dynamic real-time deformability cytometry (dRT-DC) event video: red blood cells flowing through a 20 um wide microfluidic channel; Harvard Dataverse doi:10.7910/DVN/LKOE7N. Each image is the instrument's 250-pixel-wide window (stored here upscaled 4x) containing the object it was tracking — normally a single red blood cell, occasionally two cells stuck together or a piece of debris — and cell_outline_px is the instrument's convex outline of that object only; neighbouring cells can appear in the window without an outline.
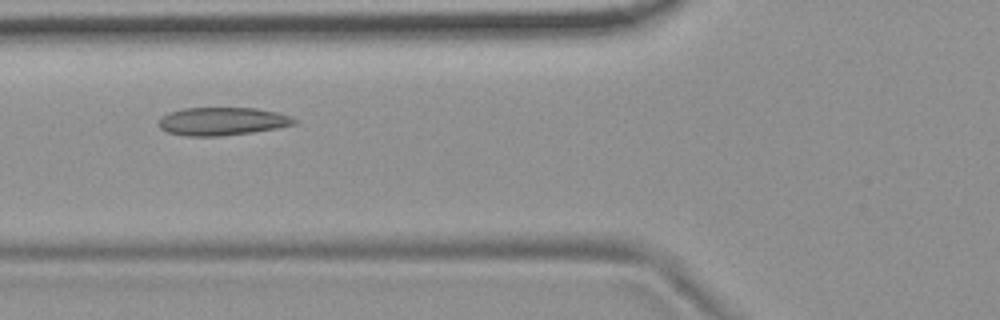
{"species": "common noctule bat (a hibernating species)", "species_latin": "Nyctalus noctula", "temperature_condition": "room temperature", "stored_images_in_passage": 33, "camera_frame_rate_fps": 3000, "um_per_image_px": 0.085, "animal": {"sex": "female", "body_mass_g": 19.9}, "frame": {"image": 1, "passage_image": 5, "time_ms": 1.333, "image_size_px": [1000, 320], "cell_outline_px": [[296, 124], [276, 128], [252, 132], [220, 136], [184, 136], [168, 132], [160, 128], [160, 120], [168, 112], [184, 108], [256, 108], [276, 112], [288, 116], [296, 120]], "centroid_in_image_um": [18.88, 10.31], "position_along_channel_um": 106.9, "area_um2": 21.91}}
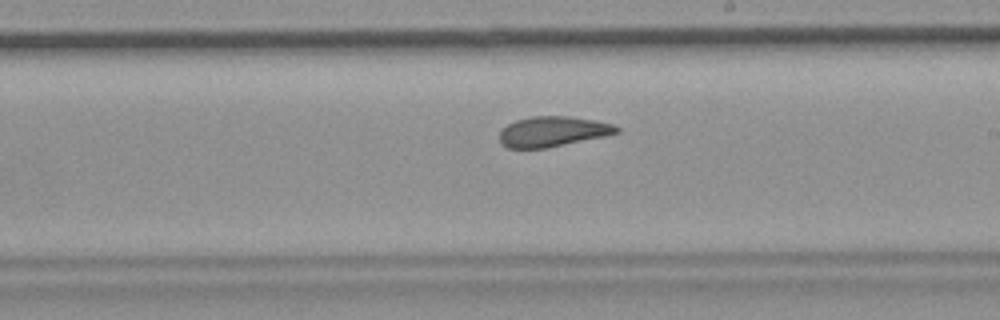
{"frame": {"image": 2, "passage_image": 16, "time_ms": 5.0, "image_size_px": [1000, 320], "cell_outline_px": [[620, 132], [604, 136], [544, 148], [508, 148], [500, 144], [500, 128], [516, 120], [532, 116], [568, 116], [596, 120], [612, 124], [620, 128]], "centroid_in_image_um": [46.95, 11.17], "position_along_channel_um": 242.0, "area_um2": 20.58}}
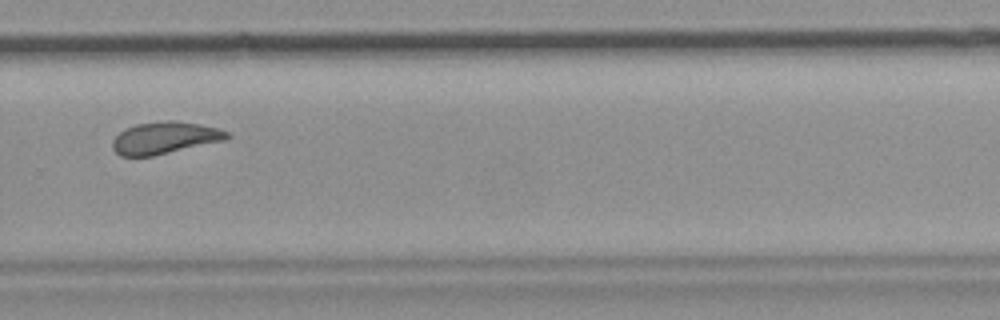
{"frame": {"image": 3, "passage_image": 22, "time_ms": 7.0, "image_size_px": [1000, 320], "cell_outline_px": [[232, 136], [224, 140], [152, 156], [120, 156], [112, 148], [112, 140], [124, 128], [136, 124], [176, 120], [200, 124], [220, 128], [228, 132]], "centroid_in_image_um": [14.0, 11.71], "position_along_channel_um": 315.8, "area_um2": 21.27}, "authors_computed_cell_mechanics": {"area_um2": 21.5016, "velocity_mm_per_s": 3.6957, "shape_relaxation_time_tau1_ms": null, "shape_relaxation_time_tau2_ms": 2.1306, "deformation_change_tau1": null, "deformation_change_tau2": 0.0831}}